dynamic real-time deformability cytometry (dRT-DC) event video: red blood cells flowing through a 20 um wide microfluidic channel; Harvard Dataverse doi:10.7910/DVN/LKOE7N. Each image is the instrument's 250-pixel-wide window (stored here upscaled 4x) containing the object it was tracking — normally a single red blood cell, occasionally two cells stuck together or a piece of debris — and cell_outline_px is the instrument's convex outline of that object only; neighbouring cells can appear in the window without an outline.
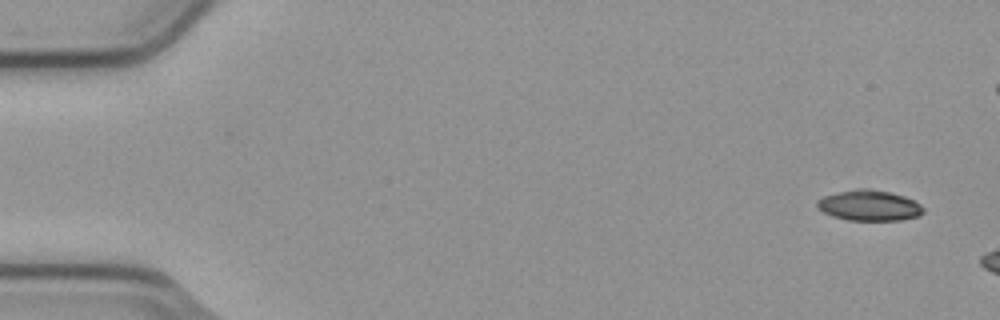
{"species": "common noctule bat (a hibernating species)", "species_latin": "Nyctalus noctula", "temperature_condition": "cold", "stored_images_in_passage": 3, "camera_frame_rate_fps": 3000, "um_per_image_px": 0.085, "animal": {"sex": "male", "body_mass_g": 23.1, "forearm_length_mm": 52.7}, "frame": {"image": 1, "passage_image": 1, "time_ms": 0.0, "image_size_px": [1000, 320], "cell_outline_px": [[924, 212], [920, 216], [900, 220], [848, 220], [832, 216], [816, 208], [816, 200], [824, 196], [856, 188], [868, 188], [892, 192], [904, 196], [920, 204], [924, 208]], "centroid_in_image_um": [73.88, 17.46], "position_along_channel_um": 11.1, "area_um2": 19.07}}